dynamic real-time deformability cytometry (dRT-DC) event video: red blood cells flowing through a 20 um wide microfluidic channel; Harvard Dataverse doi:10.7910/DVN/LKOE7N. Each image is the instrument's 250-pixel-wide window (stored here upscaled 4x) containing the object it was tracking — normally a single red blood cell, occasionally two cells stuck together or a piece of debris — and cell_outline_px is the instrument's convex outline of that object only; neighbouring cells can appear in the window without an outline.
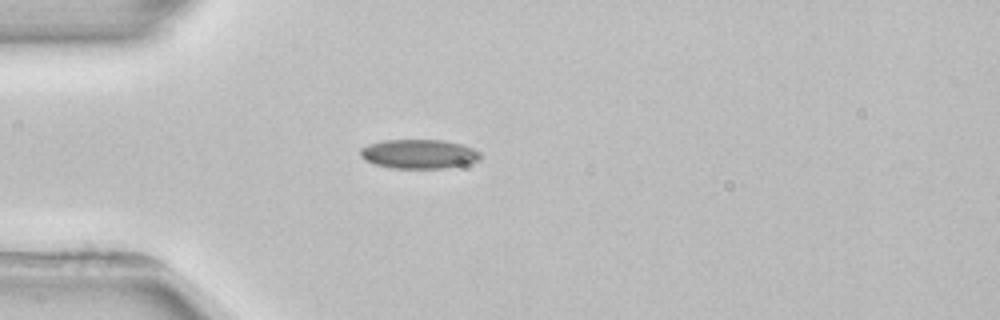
{"species": "common noctule bat (a hibernating species)", "species_latin": "Nyctalus noctula", "temperature_condition": "room temperature", "stored_images_in_passage": 1, "camera_frame_rate_fps": 3000, "um_per_image_px": 0.085, "animal": {"sex": "female", "body_mass_g": 22.7, "forearm_length_mm": 54.2}, "frame": {"image": 1, "passage_image": 1, "time_ms": 0.0, "image_size_px": [1000, 320], "cell_outline_px": [[480, 160], [468, 164], [444, 168], [392, 168], [376, 164], [364, 160], [360, 156], [360, 148], [368, 144], [384, 140], [444, 140], [460, 144], [472, 148], [480, 152]], "centroid_in_image_um": [35.6, 13.09], "position_along_channel_um": 49.4, "area_um2": 20.46}}